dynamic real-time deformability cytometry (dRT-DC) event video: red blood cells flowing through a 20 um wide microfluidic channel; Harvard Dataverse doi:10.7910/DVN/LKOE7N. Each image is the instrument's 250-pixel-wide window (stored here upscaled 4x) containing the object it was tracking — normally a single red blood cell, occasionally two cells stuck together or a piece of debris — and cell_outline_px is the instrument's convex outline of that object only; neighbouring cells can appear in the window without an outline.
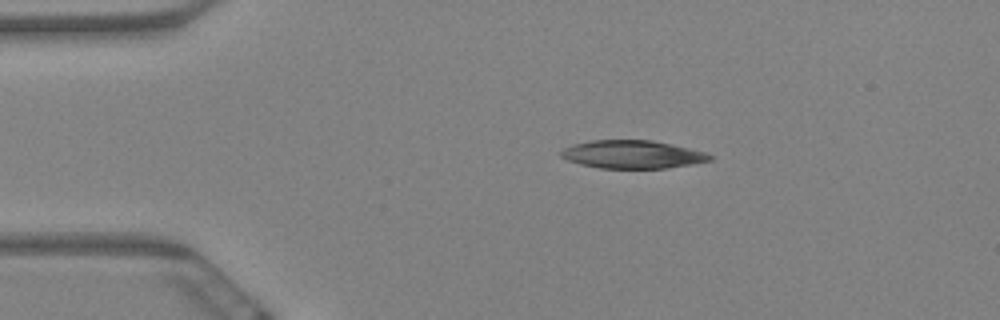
{"species": "Egyptian fruit bat (a non-hibernating species)", "species_latin": "Rousettus aegyptiacus", "temperature_condition": "warm", "stored_images_in_passage": 5, "camera_frame_rate_fps": 3000, "um_per_image_px": 0.085, "animal": {"sex": "female"}, "frame": {"image": 1, "passage_image": 2, "time_ms": 0.333, "image_size_px": [1000, 320], "cell_outline_px": [[712, 160], [692, 164], [668, 168], [600, 168], [580, 164], [568, 160], [560, 156], [560, 152], [564, 148], [572, 144], [592, 140], [652, 140], [688, 148], [704, 152], [712, 156]], "centroid_in_image_um": [53.73, 13.12], "position_along_channel_um": 31.3, "area_um2": 24.22}}
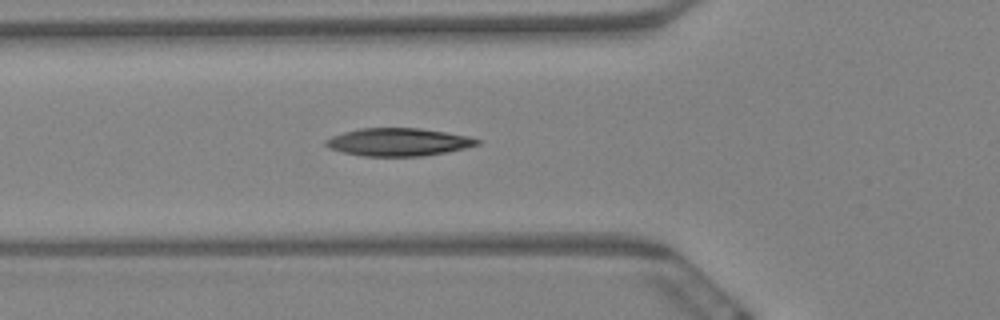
{"frame": {"image": 2, "passage_image": 5, "time_ms": 1.333, "image_size_px": [1000, 320], "cell_outline_px": [[480, 144], [464, 148], [424, 156], [364, 156], [344, 152], [328, 148], [324, 144], [324, 140], [332, 136], [344, 132], [360, 128], [420, 128], [468, 136], [480, 140]], "centroid_in_image_um": [33.83, 12.07], "position_along_channel_um": 92.0, "area_um2": 24.39}}